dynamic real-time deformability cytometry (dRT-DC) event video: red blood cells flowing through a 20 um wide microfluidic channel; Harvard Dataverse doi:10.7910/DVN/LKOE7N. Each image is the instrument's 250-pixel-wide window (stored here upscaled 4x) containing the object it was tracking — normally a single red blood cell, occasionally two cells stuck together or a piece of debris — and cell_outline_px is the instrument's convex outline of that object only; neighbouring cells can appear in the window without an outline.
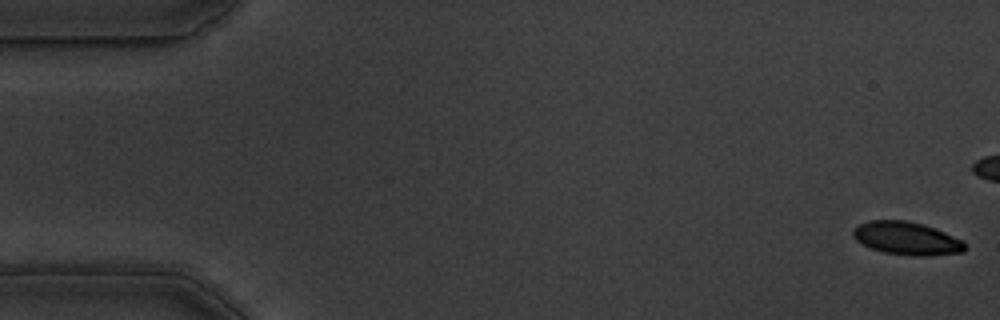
{"species": "common noctule bat (a hibernating species)", "species_latin": "Nyctalus noctula", "temperature_condition": "warm", "stored_images_in_passage": 44, "camera_frame_rate_fps": 3000, "um_per_image_px": 0.085, "animal": {"sex": "male", "body_mass_g": 19.5, "forearm_length_mm": 54.6}, "frame": {"image": 1, "passage_image": 1, "time_ms": 0.0, "image_size_px": [1000, 320], "cell_outline_px": [[964, 252], [924, 256], [916, 256], [884, 252], [868, 248], [856, 240], [852, 236], [852, 228], [860, 224], [872, 220], [908, 220], [924, 224], [936, 228], [964, 240]], "centroid_in_image_um": [77.05, 20.25], "position_along_channel_um": 7.9, "area_um2": 21.73}}
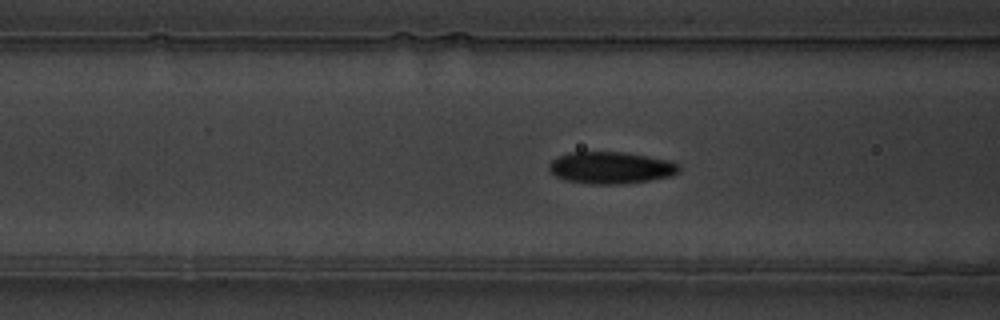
{"frame": {"image": 2, "passage_image": 21, "time_ms": 6.667, "image_size_px": [1000, 320], "cell_outline_px": [[680, 172], [668, 176], [648, 180], [620, 184], [592, 184], [564, 180], [556, 176], [548, 168], [548, 164], [552, 160], [568, 152], [624, 152], [672, 160], [680, 168]], "centroid_in_image_um": [51.91, 14.25], "position_along_channel_um": 114.7, "area_um2": 24.1}}
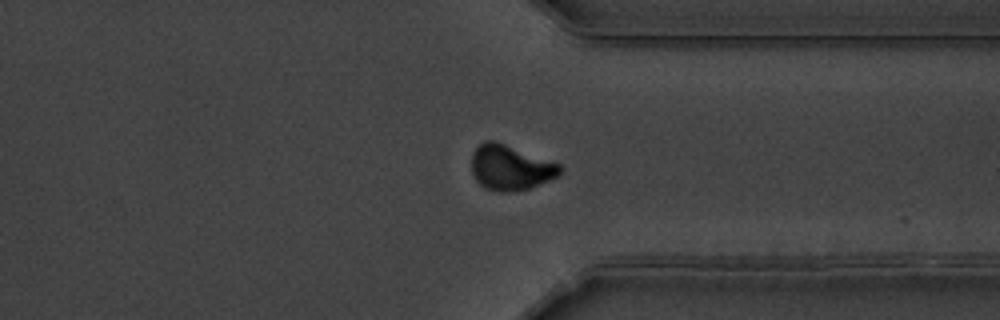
{"frame": {"image": 3, "passage_image": 42, "time_ms": 13.667, "image_size_px": [1000, 320], "cell_outline_px": [[564, 172], [548, 180], [528, 188], [512, 192], [500, 192], [484, 188], [476, 180], [472, 172], [472, 152], [484, 140], [496, 140], [560, 164], [564, 168]], "centroid_in_image_um": [43.38, 14.23], "position_along_channel_um": 368.0, "area_um2": 23.35}}